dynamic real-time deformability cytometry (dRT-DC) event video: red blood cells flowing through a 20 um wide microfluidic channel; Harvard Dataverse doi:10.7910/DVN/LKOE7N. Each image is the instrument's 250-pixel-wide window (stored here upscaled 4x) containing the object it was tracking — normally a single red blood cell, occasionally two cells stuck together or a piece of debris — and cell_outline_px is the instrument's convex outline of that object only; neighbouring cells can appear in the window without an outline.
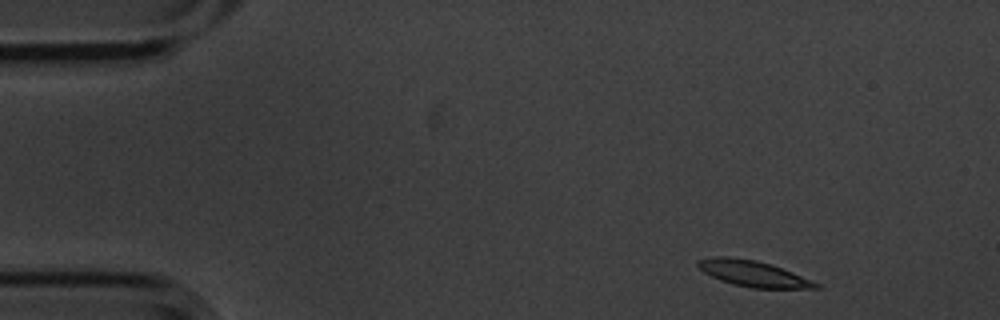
{"species": "common noctule bat (a hibernating species)", "species_latin": "Nyctalus noctula", "temperature_condition": "cold", "stored_images_in_passage": 5, "camera_frame_rate_fps": 3000, "um_per_image_px": 0.085, "animal": {"sex": "male", "body_mass_g": 20.1, "forearm_length_mm": 53.5}, "frame": {"image": 1, "passage_image": 1, "time_ms": 0.0, "image_size_px": [1000, 320], "cell_outline_px": [[820, 288], [752, 288], [732, 284], [720, 280], [704, 272], [696, 264], [696, 260], [716, 256], [728, 256], [756, 260], [792, 272], [812, 280], [820, 284]], "centroid_in_image_um": [63.99, 23.25], "position_along_channel_um": 21.0, "area_um2": 17.63}}
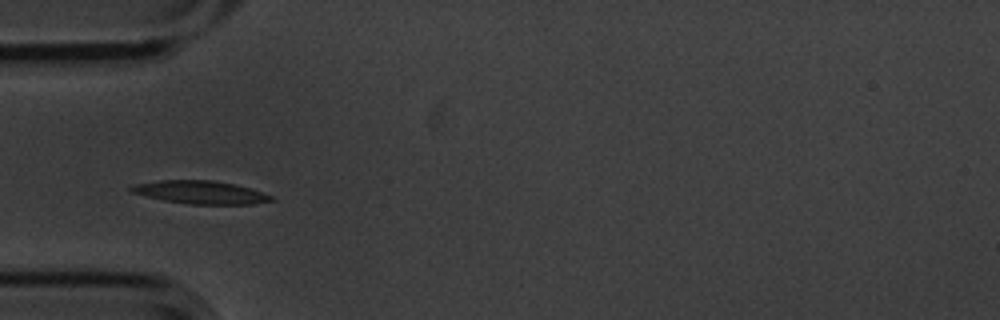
{"frame": {"image": 2, "passage_image": 4, "time_ms": 1.0, "image_size_px": [1000, 320], "cell_outline_px": [[276, 200], [252, 204], [188, 204], [164, 200], [132, 192], [128, 188], [136, 184], [160, 180], [212, 180], [232, 184], [248, 188], [272, 196]], "centroid_in_image_um": [17.04, 16.35], "position_along_channel_um": 68.0, "area_um2": 18.44}}
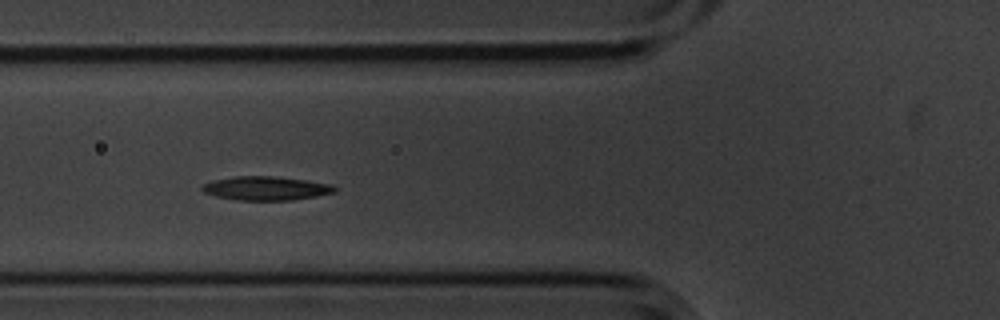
{"frame": {"image": 3, "passage_image": 5, "time_ms": 1.333, "image_size_px": [1000, 320], "cell_outline_px": [[336, 192], [316, 196], [292, 200], [236, 200], [216, 196], [204, 192], [200, 188], [204, 184], [212, 180], [232, 176], [276, 176], [308, 180], [332, 184], [336, 188]], "centroid_in_image_um": [22.61, 15.99], "position_along_channel_um": 103.2, "area_um2": 18.55}}